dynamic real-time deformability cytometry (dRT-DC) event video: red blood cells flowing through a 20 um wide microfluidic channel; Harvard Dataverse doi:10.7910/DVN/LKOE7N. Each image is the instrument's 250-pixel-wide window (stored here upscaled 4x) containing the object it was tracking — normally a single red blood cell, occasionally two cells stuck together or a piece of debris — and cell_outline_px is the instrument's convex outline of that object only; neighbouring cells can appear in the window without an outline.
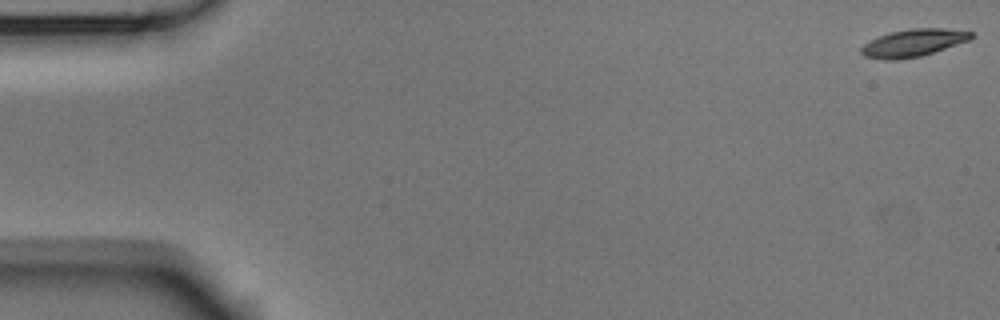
{"species": "Egyptian fruit bat (a non-hibernating species)", "species_latin": "Rousettus aegyptiacus", "temperature_condition": "room temperature", "stored_images_in_passage": 52, "camera_frame_rate_fps": 3000, "um_per_image_px": 0.085, "animal": {"sex": "male"}, "frame": {"image": 1, "passage_image": 1, "time_ms": 0.0, "image_size_px": [1000, 320], "cell_outline_px": [[972, 36], [968, 40], [920, 56], [896, 60], [884, 60], [864, 56], [860, 52], [860, 48], [864, 44], [880, 36], [892, 32], [912, 28], [944, 28], [972, 32]], "centroid_in_image_um": [77.58, 3.65], "position_along_channel_um": 7.4, "area_um2": 17.17}}
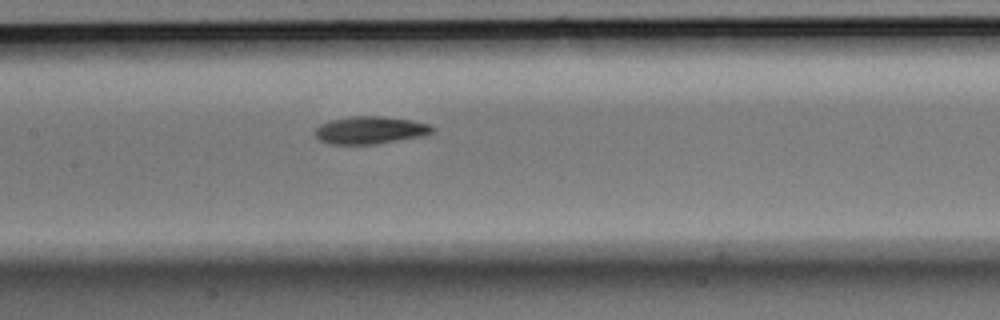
{"frame": {"image": 2, "passage_image": 26, "time_ms": 8.333, "image_size_px": [1000, 320], "cell_outline_px": [[436, 132], [424, 136], [376, 144], [328, 144], [320, 140], [312, 132], [320, 124], [332, 120], [352, 116], [384, 116], [412, 120], [428, 124], [436, 128]], "centroid_in_image_um": [31.5, 11.06], "position_along_channel_um": 175.9, "area_um2": 19.07}}
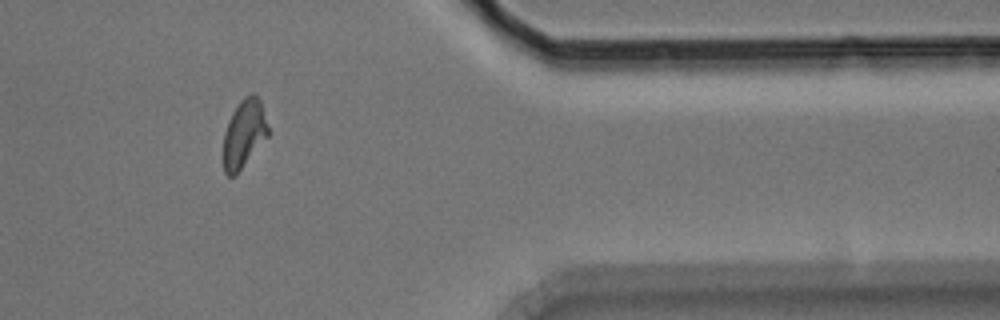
{"frame": {"image": 3, "passage_image": 45, "time_ms": 14.667, "image_size_px": [1000, 320], "cell_outline_px": [[268, 136], [236, 176], [228, 176], [224, 172], [224, 132], [228, 120], [232, 112], [240, 100], [244, 96], [252, 92], [256, 92], [260, 100], [268, 128]], "centroid_in_image_um": [20.74, 11.35], "position_along_channel_um": 390.7, "area_um2": 17.86}, "authors_computed_cell_mechanics": {"area_um2": 18.1203, "velocity_mm_per_s": 3.7295, "shape_relaxation_time_tau1_ms": 4.5381, "shape_relaxation_time_tau2_ms": 10.2476, "deformation_change_tau1": 0.1559, "deformation_change_tau2": 0.1803}}